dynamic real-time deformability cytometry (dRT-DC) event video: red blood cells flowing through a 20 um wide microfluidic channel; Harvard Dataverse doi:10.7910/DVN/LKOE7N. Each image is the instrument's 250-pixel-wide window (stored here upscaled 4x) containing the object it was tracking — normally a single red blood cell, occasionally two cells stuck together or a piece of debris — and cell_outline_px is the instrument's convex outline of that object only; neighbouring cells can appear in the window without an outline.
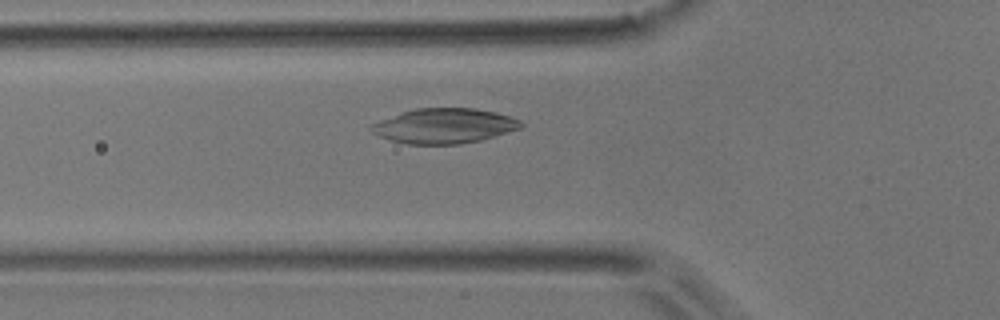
{"species": "common noctule bat (a hibernating species)", "species_latin": "Nyctalus noctula", "temperature_condition": "room temperature", "stored_images_in_passage": 45, "camera_frame_rate_fps": 3000, "um_per_image_px": 0.085, "animal": {"sex": "male", "body_mass_g": 17.9}, "frame": {"image": 1, "passage_image": 12, "time_ms": 3.667, "image_size_px": [1000, 320], "cell_outline_px": [[524, 124], [520, 128], [480, 140], [460, 144], [408, 144], [392, 140], [380, 136], [372, 132], [368, 128], [372, 124], [380, 120], [400, 112], [416, 108], [472, 108], [496, 112], [520, 120]], "centroid_in_image_um": [37.73, 10.69], "position_along_channel_um": 88.1, "area_um2": 30.29}}
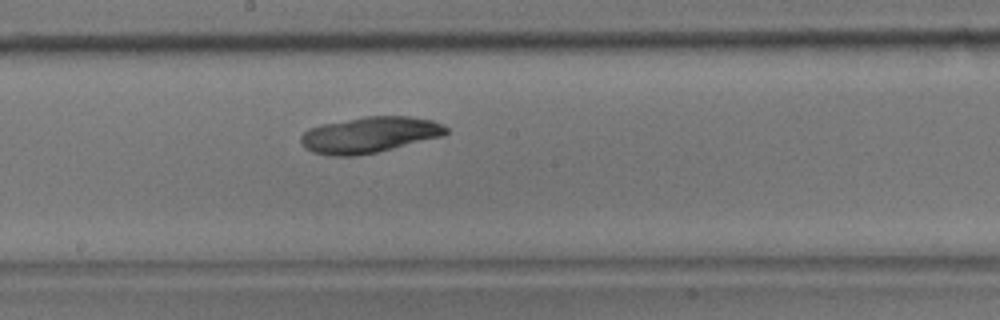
{"frame": {"image": 2, "passage_image": 22, "time_ms": 7.0, "image_size_px": [1000, 320], "cell_outline_px": [[448, 132], [444, 136], [376, 152], [352, 156], [336, 156], [312, 152], [300, 140], [300, 136], [308, 128], [320, 124], [364, 116], [408, 116], [432, 120], [444, 124], [448, 128]], "centroid_in_image_um": [31.44, 11.44], "position_along_channel_um": 216.8, "area_um2": 30.46}}
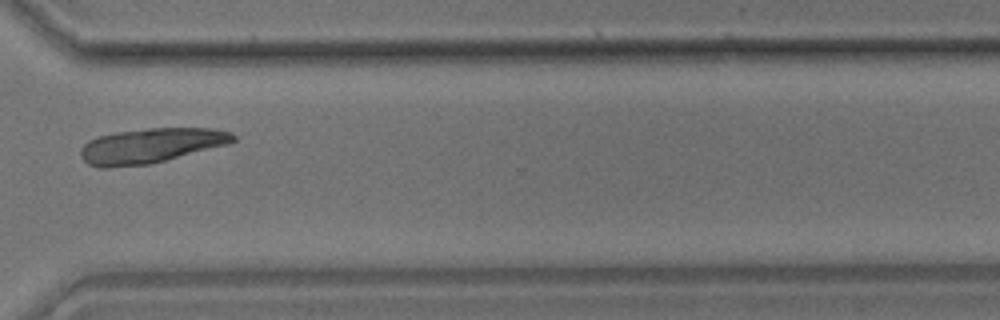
{"frame": {"image": 3, "passage_image": 33, "time_ms": 10.667, "image_size_px": [1000, 320], "cell_outline_px": [[236, 140], [228, 144], [148, 164], [108, 168], [100, 168], [88, 164], [80, 156], [80, 152], [84, 144], [88, 140], [96, 136], [116, 132], [148, 128], [212, 128], [232, 132], [236, 136]], "centroid_in_image_um": [12.79, 12.37], "position_along_channel_um": 357.8, "area_um2": 30.92}}